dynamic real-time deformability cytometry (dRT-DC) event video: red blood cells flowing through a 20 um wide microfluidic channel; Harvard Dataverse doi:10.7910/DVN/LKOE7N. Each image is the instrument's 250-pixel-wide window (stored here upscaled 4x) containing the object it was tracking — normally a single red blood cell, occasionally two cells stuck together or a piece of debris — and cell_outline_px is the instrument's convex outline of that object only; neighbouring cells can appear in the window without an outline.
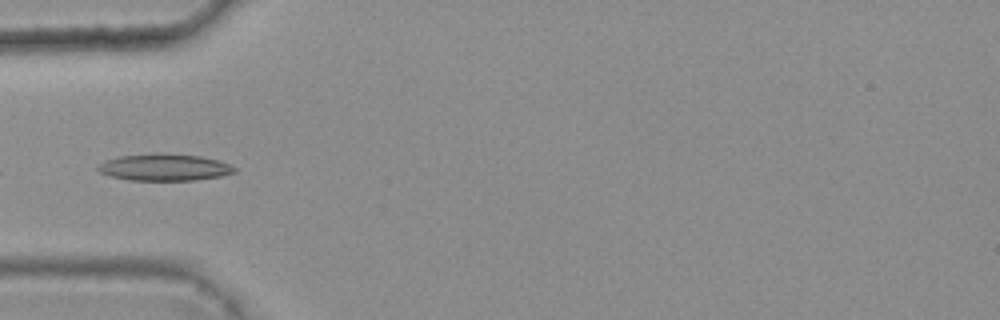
{"species": "common noctule bat (a hibernating species)", "species_latin": "Nyctalus noctula", "temperature_condition": "warm", "stored_images_in_passage": 8, "camera_frame_rate_fps": 3000, "um_per_image_px": 0.085, "animal": {"sex": "female", "body_mass_g": 25.1}, "frame": {"image": 1, "passage_image": 4, "time_ms": 1.0, "image_size_px": [1000, 320], "cell_outline_px": [[236, 172], [220, 176], [192, 180], [128, 180], [112, 176], [100, 172], [96, 168], [104, 160], [120, 156], [200, 156], [216, 160], [228, 164], [236, 168]], "centroid_in_image_um": [13.97, 14.27], "position_along_channel_um": 71.0, "area_um2": 20.11}}
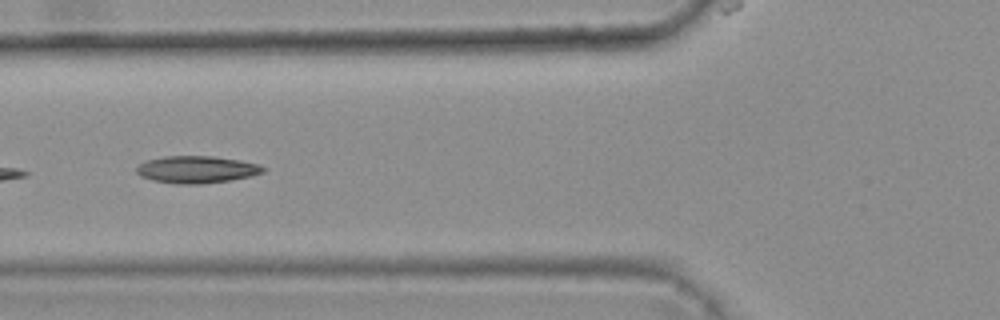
{"frame": {"image": 2, "passage_image": 5, "time_ms": 1.333, "image_size_px": [1000, 320], "cell_outline_px": [[264, 172], [252, 176], [232, 180], [200, 184], [176, 184], [152, 180], [140, 176], [136, 172], [136, 168], [140, 164], [148, 160], [164, 156], [212, 156], [240, 160], [260, 164], [264, 168]], "centroid_in_image_um": [16.73, 14.41], "position_along_channel_um": 109.1, "area_um2": 20.11}}
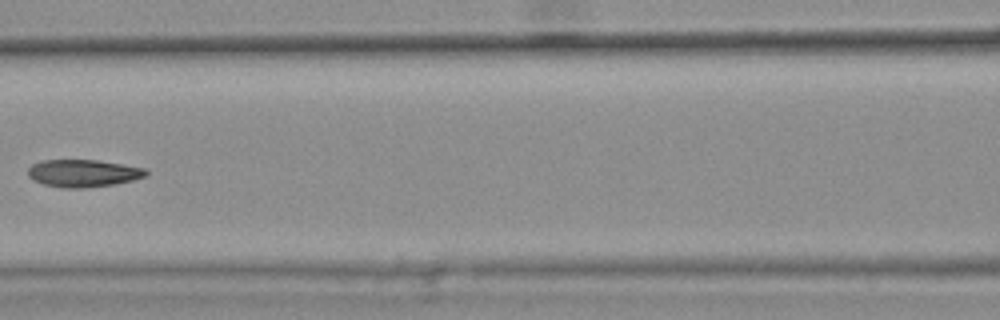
{"frame": {"image": 3, "passage_image": 6, "time_ms": 1.667, "image_size_px": [1000, 320], "cell_outline_px": [[148, 172], [144, 176], [132, 180], [116, 184], [84, 188], [60, 188], [44, 184], [32, 180], [28, 176], [28, 168], [32, 164], [40, 160], [96, 160], [144, 168]], "centroid_in_image_um": [7.01, 14.73], "position_along_channel_um": 159.6, "area_um2": 18.84}}